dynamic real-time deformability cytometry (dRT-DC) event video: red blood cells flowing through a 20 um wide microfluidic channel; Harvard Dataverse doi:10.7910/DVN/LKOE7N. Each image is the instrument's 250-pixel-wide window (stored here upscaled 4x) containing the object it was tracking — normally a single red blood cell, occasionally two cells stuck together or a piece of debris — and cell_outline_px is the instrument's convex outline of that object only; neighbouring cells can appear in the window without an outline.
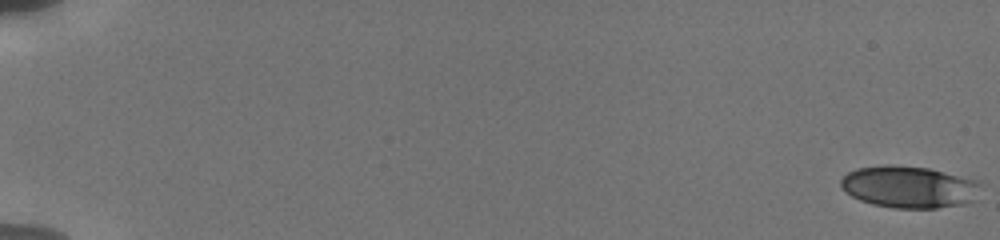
{"species": "human", "species_latin": "Homo sapiens", "temperature_condition": "cold", "stored_images_in_passage": 25, "camera_frame_rate_fps": 3000, "um_per_image_px": 0.085, "donor": {"sex": "male"}, "frame": {"image": 1, "passage_image": 1, "time_ms": 0.0, "image_size_px": [1000, 240], "cell_outline_px": [[980, 184], [972, 200], [964, 204], [936, 208], [892, 208], [872, 204], [860, 200], [844, 192], [840, 184], [840, 180], [848, 172], [856, 168], [884, 164], [892, 164], [928, 168], [976, 180]], "centroid_in_image_um": [77.19, 15.88], "position_along_channel_um": 7.8, "area_um2": 34.1}}
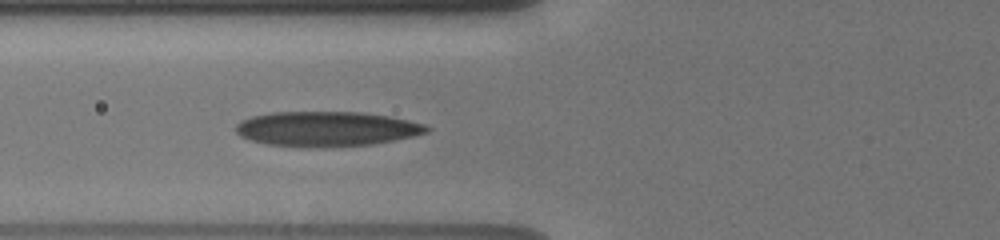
{"frame": {"image": 2, "passage_image": 22, "time_ms": 7.667, "image_size_px": [1000, 240], "cell_outline_px": [[432, 128], [428, 132], [412, 136], [372, 144], [324, 148], [308, 148], [268, 144], [252, 140], [240, 136], [236, 132], [236, 124], [240, 120], [252, 116], [272, 112], [360, 112], [388, 116], [408, 120], [424, 124]], "centroid_in_image_um": [27.74, 10.96], "position_along_channel_um": 98.1, "area_um2": 38.96}}
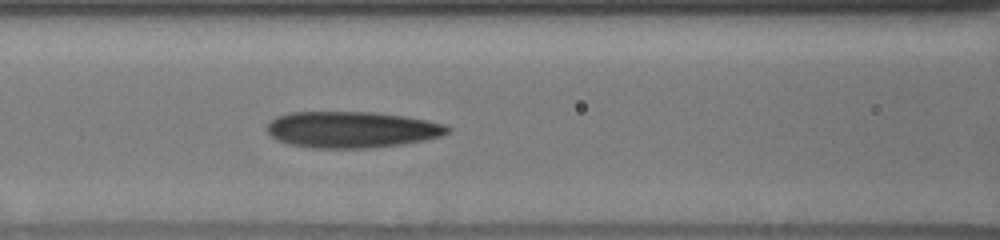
{"frame": {"image": 3, "passage_image": 25, "time_ms": 8.667, "image_size_px": [1000, 240], "cell_outline_px": [[452, 132], [440, 136], [424, 140], [400, 144], [372, 148], [308, 148], [288, 144], [276, 140], [264, 128], [276, 116], [292, 112], [372, 112], [404, 116], [444, 124], [452, 128]], "centroid_in_image_um": [29.87, 11.02], "position_along_channel_um": 136.7, "area_um2": 38.38}}